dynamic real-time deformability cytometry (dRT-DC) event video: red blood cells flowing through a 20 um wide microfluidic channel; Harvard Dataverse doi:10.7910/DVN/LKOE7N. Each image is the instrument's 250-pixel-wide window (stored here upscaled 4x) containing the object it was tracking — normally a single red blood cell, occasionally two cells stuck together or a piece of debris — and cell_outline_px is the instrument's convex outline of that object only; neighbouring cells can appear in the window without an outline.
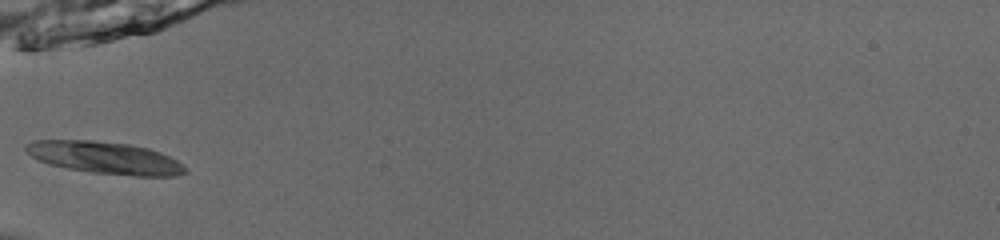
{"species": "common noctule bat (a hibernating species)", "species_latin": "Nyctalus noctula", "temperature_condition": "room temperature", "stored_images_in_passage": 33, "camera_frame_rate_fps": 3000, "um_per_image_px": 0.085, "animal": {"sex": "male", "body_mass_g": 13.0, "forearm_length_mm": 53.1}, "frame": {"image": 1, "passage_image": 1, "time_ms": 0.0, "image_size_px": [1000, 240], "cell_outline_px": [[188, 172], [176, 176], [136, 176], [92, 172], [68, 168], [48, 164], [32, 156], [24, 148], [32, 140], [92, 140], [128, 144], [148, 148], [160, 152], [184, 164], [188, 168]], "centroid_in_image_um": [8.98, 13.41], "position_along_channel_um": 76.0, "area_um2": 29.77}}
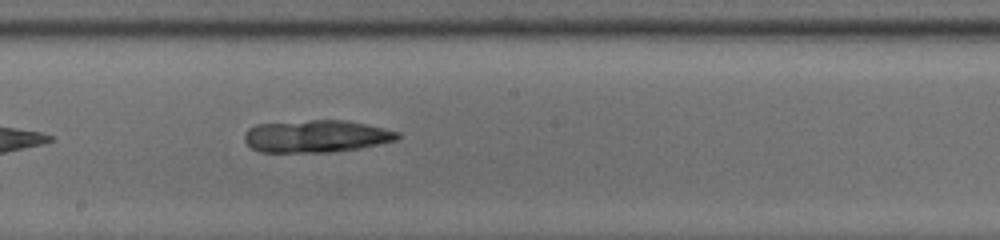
{"frame": {"image": 2, "passage_image": 12, "time_ms": 3.667, "image_size_px": [1000, 240], "cell_outline_px": [[400, 136], [396, 140], [380, 144], [360, 148], [328, 152], [260, 152], [252, 148], [244, 140], [244, 132], [248, 128], [256, 124], [312, 120], [344, 120], [384, 128], [400, 132]], "centroid_in_image_um": [26.86, 11.58], "position_along_channel_um": 221.3, "area_um2": 28.84}}
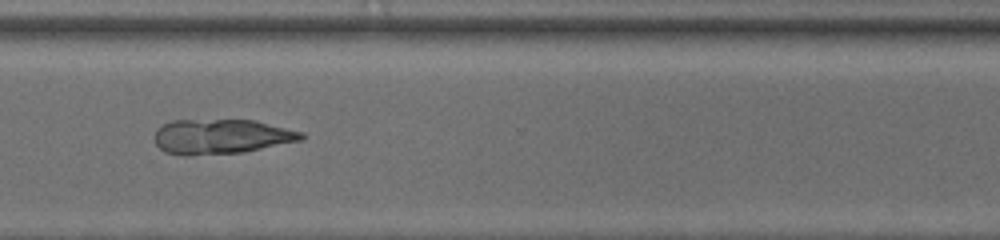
{"frame": {"image": 3, "passage_image": 22, "time_ms": 7.0, "image_size_px": [1000, 240], "cell_outline_px": [[304, 140], [244, 152], [188, 156], [184, 156], [164, 152], [156, 144], [152, 136], [156, 128], [172, 120], [256, 120], [304, 132]], "centroid_in_image_um": [18.79, 11.61], "position_along_channel_um": 351.8, "area_um2": 30.29}}